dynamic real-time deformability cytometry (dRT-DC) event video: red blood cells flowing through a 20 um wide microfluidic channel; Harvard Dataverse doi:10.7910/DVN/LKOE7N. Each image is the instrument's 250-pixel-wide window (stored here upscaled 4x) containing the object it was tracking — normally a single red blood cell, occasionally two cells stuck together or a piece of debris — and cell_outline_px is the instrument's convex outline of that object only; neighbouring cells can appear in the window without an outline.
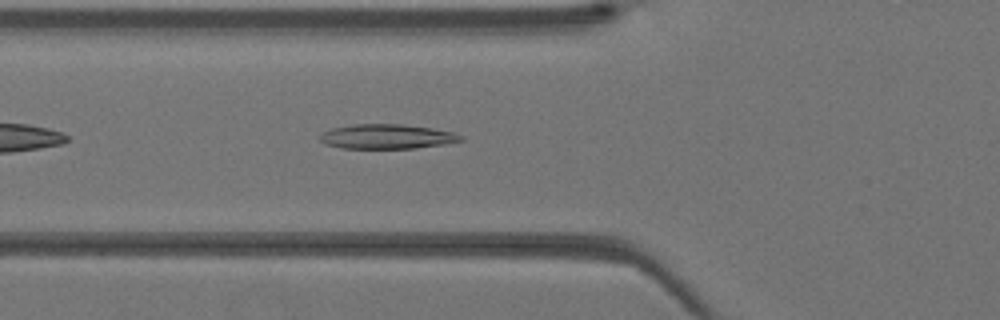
{"species": "Egyptian fruit bat (a non-hibernating species)", "species_latin": "Rousettus aegyptiacus", "temperature_condition": "warm", "stored_images_in_passage": 30, "camera_frame_rate_fps": 3000, "um_per_image_px": 0.085, "animal": {"sex": "female"}, "frame": {"image": 1, "passage_image": 4, "time_ms": 1.0, "image_size_px": [1000, 320], "cell_outline_px": [[464, 140], [444, 144], [416, 148], [340, 148], [324, 144], [320, 140], [320, 136], [324, 132], [332, 128], [352, 124], [404, 124], [432, 128], [452, 132], [464, 136]], "centroid_in_image_um": [32.89, 11.6], "position_along_channel_um": 92.9, "area_um2": 20.23}}
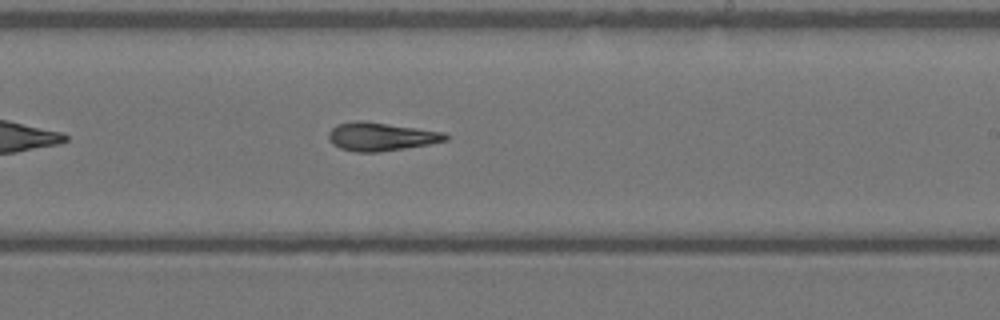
{"frame": {"image": 2, "passage_image": 14, "time_ms": 4.333, "image_size_px": [1000, 320], "cell_outline_px": [[448, 140], [428, 144], [380, 152], [356, 152], [340, 148], [332, 144], [328, 140], [328, 132], [336, 124], [356, 120], [360, 120], [444, 132], [448, 136]], "centroid_in_image_um": [32.33, 11.61], "position_along_channel_um": 256.7, "area_um2": 19.25}}
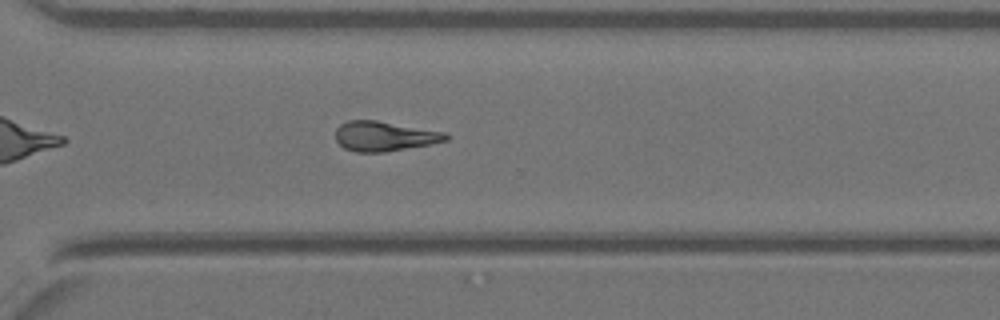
{"frame": {"image": 3, "passage_image": 19, "time_ms": 6.0, "image_size_px": [1000, 320], "cell_outline_px": [[448, 140], [432, 144], [384, 152], [356, 152], [344, 148], [336, 140], [336, 128], [340, 124], [348, 120], [376, 120], [444, 132], [448, 136]], "centroid_in_image_um": [32.65, 11.58], "position_along_channel_um": 338.0, "area_um2": 19.07}}